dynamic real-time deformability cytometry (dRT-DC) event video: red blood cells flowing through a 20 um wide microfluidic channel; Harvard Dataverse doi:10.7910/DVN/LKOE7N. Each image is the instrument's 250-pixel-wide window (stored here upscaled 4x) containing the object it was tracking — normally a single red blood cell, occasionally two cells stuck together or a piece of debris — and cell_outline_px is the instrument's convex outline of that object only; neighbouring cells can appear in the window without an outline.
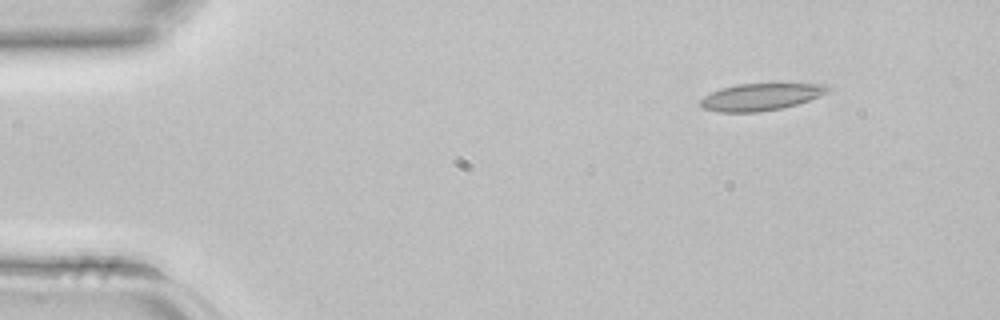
{"species": "common noctule bat (a hibernating species)", "species_latin": "Nyctalus noctula", "temperature_condition": "room temperature", "stored_images_in_passage": 4, "camera_frame_rate_fps": 3000, "um_per_image_px": 0.085, "animal": {"sex": "female", "body_mass_g": 22.7, "forearm_length_mm": 54.2}, "frame": {"image": 1, "passage_image": 2, "time_ms": 0.333, "image_size_px": [1000, 320], "cell_outline_px": [[832, 88], [820, 96], [796, 104], [780, 108], [756, 112], [720, 112], [704, 108], [700, 104], [700, 100], [704, 96], [720, 88], [736, 84], [828, 84]], "centroid_in_image_um": [64.66, 8.23], "position_along_channel_um": 20.3, "area_um2": 19.83}}
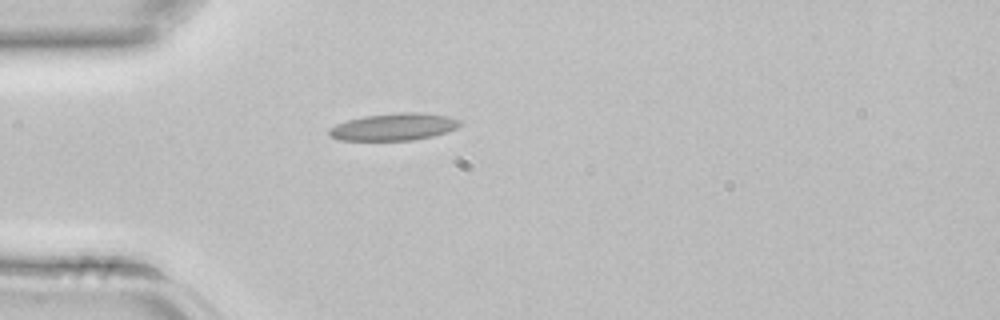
{"frame": {"image": 2, "passage_image": 4, "time_ms": 1.0, "image_size_px": [1000, 320], "cell_outline_px": [[460, 124], [456, 128], [432, 136], [412, 140], [340, 140], [328, 136], [328, 128], [336, 124], [348, 120], [364, 116], [400, 112], [420, 112], [448, 116], [460, 120]], "centroid_in_image_um": [33.43, 10.78], "position_along_channel_um": 51.6, "area_um2": 20.63}}